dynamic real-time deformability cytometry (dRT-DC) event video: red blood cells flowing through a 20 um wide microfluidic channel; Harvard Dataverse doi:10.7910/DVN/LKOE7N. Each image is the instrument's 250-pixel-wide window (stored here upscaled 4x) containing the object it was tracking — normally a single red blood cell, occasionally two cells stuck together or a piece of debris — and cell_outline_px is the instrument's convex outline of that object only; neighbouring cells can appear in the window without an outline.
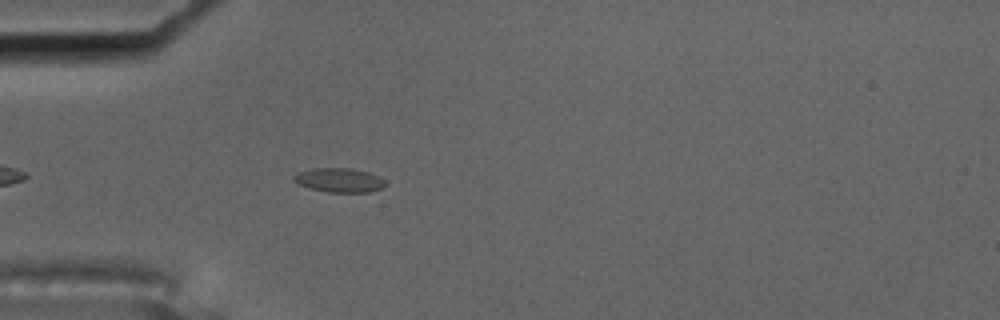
{"species": "common noctule bat (a hibernating species)", "species_latin": "Nyctalus noctula", "temperature_condition": "cold", "stored_images_in_passage": 4, "camera_frame_rate_fps": 3000, "um_per_image_px": 0.085, "animal": {"sex": "male", "body_mass_g": 17.5, "forearm_length_mm": 52.3}, "frame": {"image": 1, "passage_image": 4, "time_ms": 1.0, "image_size_px": [1000, 320], "cell_outline_px": [[384, 184], [380, 188], [368, 192], [328, 192], [308, 188], [292, 180], [292, 176], [300, 172], [312, 168], [352, 168], [368, 172], [384, 180]], "centroid_in_image_um": [28.78, 15.31], "position_along_channel_um": 56.2, "area_um2": 12.72}}